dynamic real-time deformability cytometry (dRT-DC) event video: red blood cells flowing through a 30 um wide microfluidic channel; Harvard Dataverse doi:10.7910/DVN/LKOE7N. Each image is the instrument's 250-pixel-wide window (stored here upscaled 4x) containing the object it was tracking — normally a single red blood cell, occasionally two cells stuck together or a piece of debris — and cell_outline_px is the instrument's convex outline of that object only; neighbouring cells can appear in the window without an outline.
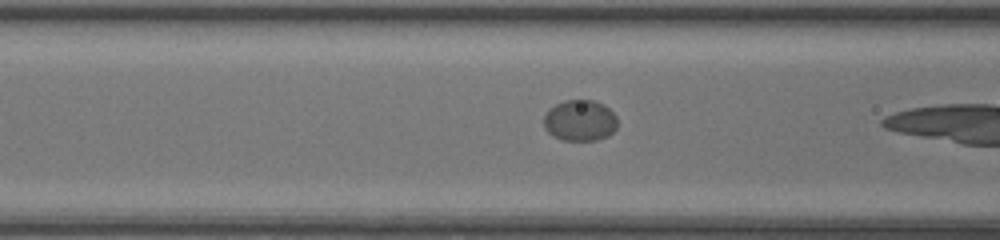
{"species": "common noctule bat (a hibernating species)", "species_latin": "Nyctalus noctula", "temperature_condition": "room temperature", "stored_images_in_passage": 26, "camera_frame_rate_fps": 3000, "um_per_image_px": 0.085, "animal": {"sex": "female", "body_mass_g": 20.0, "forearm_length_mm": 54.0}, "frame": {"image": 1, "passage_image": 18, "time_ms": 5.667, "image_size_px": [1000, 240], "cell_outline_px": [[616, 128], [608, 136], [596, 140], [560, 140], [552, 136], [544, 128], [544, 116], [548, 108], [564, 100], [596, 100], [604, 104], [616, 116]], "centroid_in_image_um": [49.27, 10.24], "position_along_channel_um": 117.3, "area_um2": 17.8}}
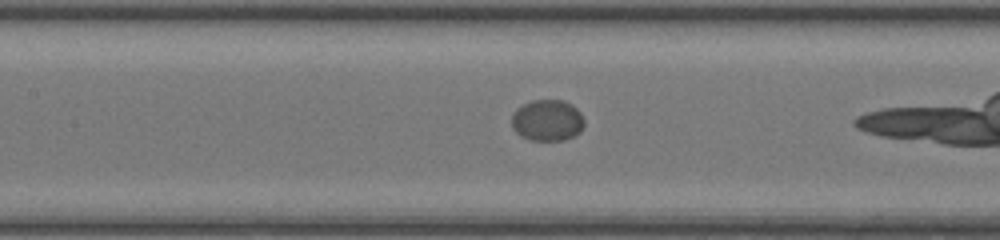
{"frame": {"image": 2, "passage_image": 21, "time_ms": 6.667, "image_size_px": [1000, 240], "cell_outline_px": [[584, 124], [580, 132], [576, 136], [564, 140], [528, 140], [520, 136], [512, 128], [512, 112], [516, 108], [532, 100], [564, 100], [572, 104], [580, 112], [584, 120]], "centroid_in_image_um": [46.52, 10.23], "position_along_channel_um": 160.9, "area_um2": 17.74}}
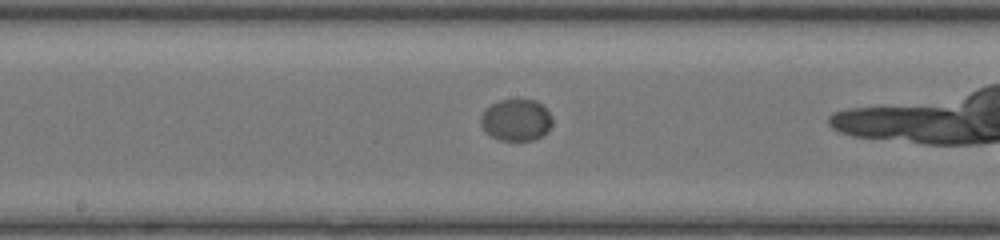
{"frame": {"image": 3, "passage_image": 24, "time_ms": 7.667, "image_size_px": [1000, 240], "cell_outline_px": [[552, 124], [548, 132], [532, 140], [500, 140], [492, 136], [480, 124], [480, 116], [492, 104], [500, 100], [536, 100], [548, 112], [552, 120]], "centroid_in_image_um": [43.88, 10.2], "position_along_channel_um": 204.3, "area_um2": 17.05}}